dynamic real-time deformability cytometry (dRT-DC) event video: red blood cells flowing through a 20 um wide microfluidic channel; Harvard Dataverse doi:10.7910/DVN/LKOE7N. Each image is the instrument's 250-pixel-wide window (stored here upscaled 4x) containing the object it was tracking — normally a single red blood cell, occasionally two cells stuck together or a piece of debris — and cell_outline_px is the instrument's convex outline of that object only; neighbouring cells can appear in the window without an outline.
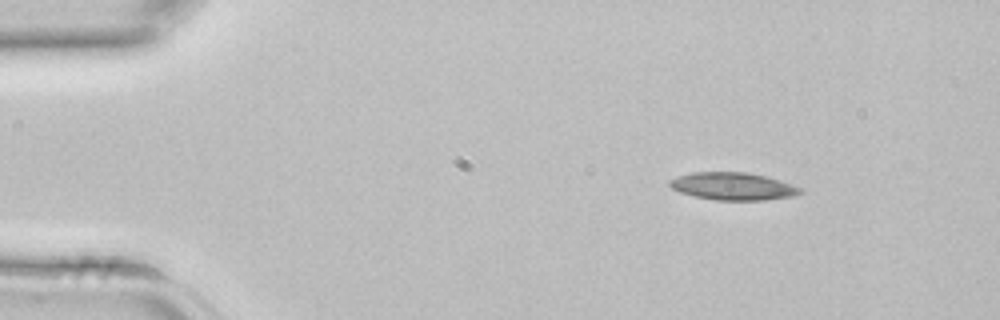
{"species": "common noctule bat (a hibernating species)", "species_latin": "Nyctalus noctula", "temperature_condition": "room temperature", "stored_images_in_passage": 38, "camera_frame_rate_fps": 3000, "um_per_image_px": 0.085, "animal": {"sex": "female", "body_mass_g": 22.7, "forearm_length_mm": 54.2}, "frame": {"image": 1, "passage_image": 1, "time_ms": 0.0, "image_size_px": [1000, 320], "cell_outline_px": [[804, 192], [792, 196], [764, 200], [716, 200], [696, 196], [680, 192], [672, 188], [668, 184], [668, 180], [676, 176], [692, 172], [744, 172], [764, 176], [780, 180], [792, 184], [800, 188]], "centroid_in_image_um": [62.28, 15.83], "position_along_channel_um": 22.7, "area_um2": 20.87}}
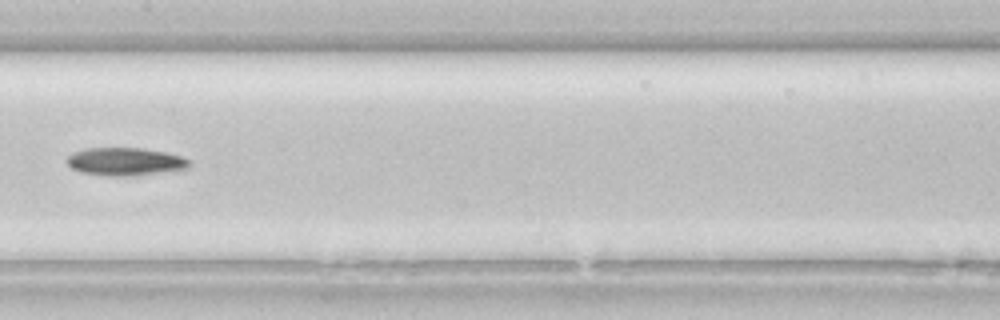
{"frame": {"image": 2, "passage_image": 17, "time_ms": 5.333, "image_size_px": [1000, 320], "cell_outline_px": [[192, 164], [188, 168], [132, 176], [104, 176], [80, 172], [72, 168], [64, 160], [72, 152], [84, 148], [144, 148], [164, 152], [180, 156], [192, 160]], "centroid_in_image_um": [10.61, 13.73], "position_along_channel_um": 196.8, "area_um2": 20.11}}
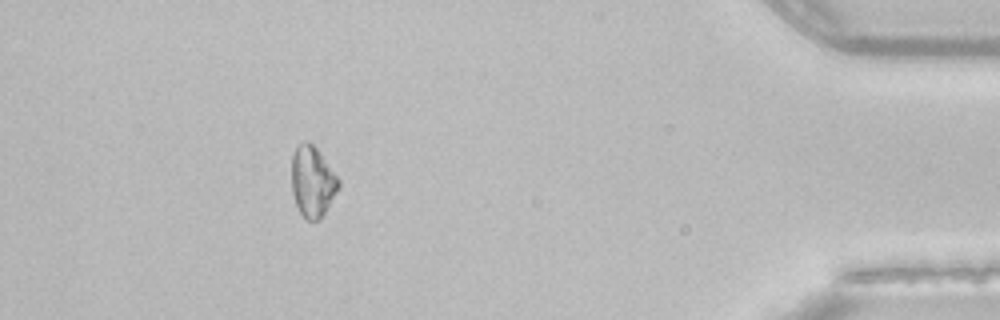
{"frame": {"image": 3, "passage_image": 34, "time_ms": 11.0, "image_size_px": [1000, 320], "cell_outline_px": [[340, 188], [320, 220], [304, 220], [296, 204], [292, 192], [292, 156], [296, 148], [304, 140], [308, 140], [316, 148], [340, 180]], "centroid_in_image_um": [26.57, 15.46], "position_along_channel_um": 408.6, "area_um2": 19.36}}